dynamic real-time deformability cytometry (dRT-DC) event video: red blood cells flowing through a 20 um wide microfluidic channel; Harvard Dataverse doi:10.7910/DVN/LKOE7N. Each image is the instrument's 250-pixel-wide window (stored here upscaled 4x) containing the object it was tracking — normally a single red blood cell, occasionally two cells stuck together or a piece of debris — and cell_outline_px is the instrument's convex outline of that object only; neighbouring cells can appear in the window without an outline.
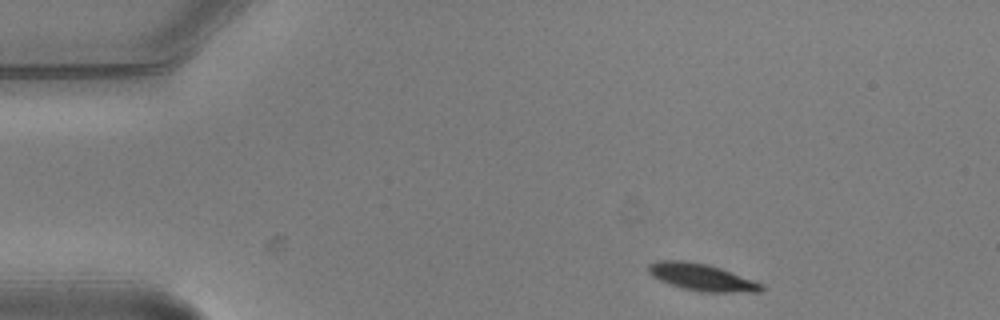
{"species": "common noctule bat (a hibernating species)", "species_latin": "Nyctalus noctula", "temperature_condition": "warm", "stored_images_in_passage": 3, "camera_frame_rate_fps": 3000, "um_per_image_px": 0.085, "animal": {"sex": "male", "body_mass_g": 20.5, "forearm_length_mm": 52.5}, "frame": {"image": 1, "passage_image": 1, "time_ms": 0.0, "image_size_px": [1000, 320], "cell_outline_px": [[764, 292], [704, 292], [684, 288], [660, 280], [652, 276], [648, 272], [648, 264], [660, 260], [680, 260], [708, 264], [720, 268], [764, 284]], "centroid_in_image_um": [59.67, 23.56], "position_along_channel_um": 25.3, "area_um2": 17.63}}
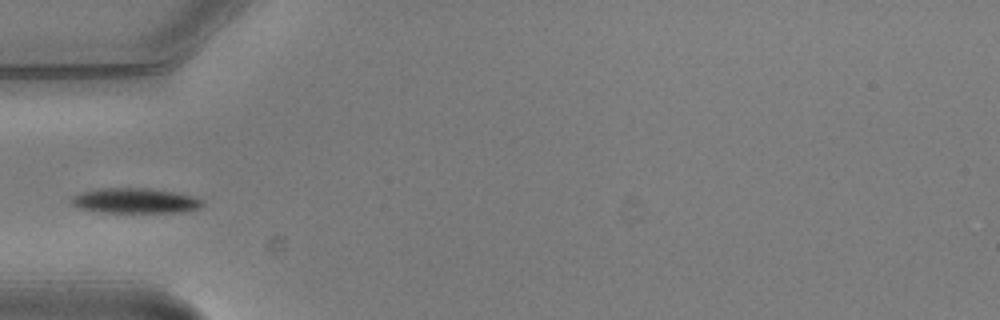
{"frame": {"image": 2, "passage_image": 3, "time_ms": 0.667, "image_size_px": [1000, 320], "cell_outline_px": [[204, 204], [200, 208], [180, 212], [104, 212], [80, 208], [72, 204], [68, 200], [72, 196], [80, 192], [100, 188], [152, 188], [192, 196], [204, 200]], "centroid_in_image_um": [11.47, 17.05], "position_along_channel_um": 73.5, "area_um2": 19.19}}